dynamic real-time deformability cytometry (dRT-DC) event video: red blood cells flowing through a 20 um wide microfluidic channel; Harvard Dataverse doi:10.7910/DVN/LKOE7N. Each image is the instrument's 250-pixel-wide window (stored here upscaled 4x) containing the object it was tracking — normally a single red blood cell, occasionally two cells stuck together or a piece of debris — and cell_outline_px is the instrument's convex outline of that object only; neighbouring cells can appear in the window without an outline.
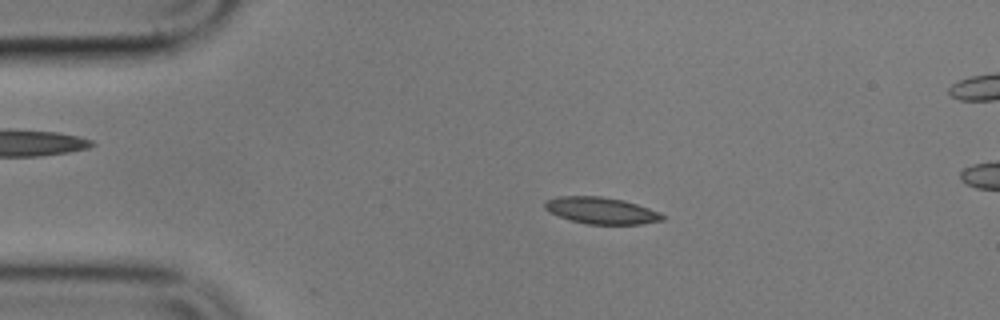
{"species": "common noctule bat (a hibernating species)", "species_latin": "Nyctalus noctula", "temperature_condition": "cold", "stored_images_in_passage": 5, "camera_frame_rate_fps": 3000, "um_per_image_px": 0.085, "animal": {"sex": "male", "body_mass_g": 17.9}, "frame": {"image": 1, "passage_image": 3, "time_ms": 2.333, "image_size_px": [1000, 320], "cell_outline_px": [[668, 216], [664, 220], [640, 224], [588, 224], [572, 220], [548, 212], [544, 208], [544, 200], [556, 196], [600, 196], [624, 200], [660, 212]], "centroid_in_image_um": [51.11, 17.89], "position_along_channel_um": 33.9, "area_um2": 18.38}}